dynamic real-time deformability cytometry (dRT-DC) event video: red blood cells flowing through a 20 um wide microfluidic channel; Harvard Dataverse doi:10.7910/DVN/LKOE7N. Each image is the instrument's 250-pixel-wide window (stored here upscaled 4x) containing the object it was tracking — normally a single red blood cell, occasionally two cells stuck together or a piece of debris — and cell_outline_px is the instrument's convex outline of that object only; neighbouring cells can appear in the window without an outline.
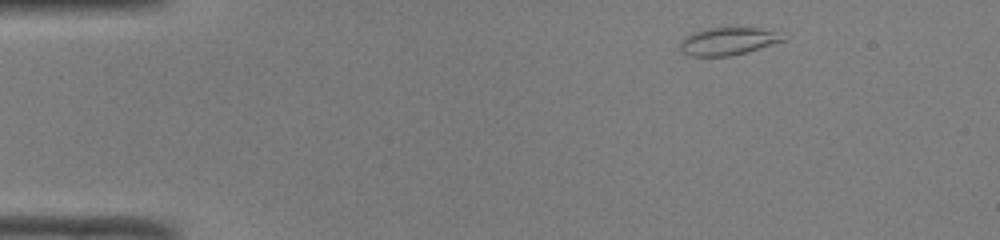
{"species": "common noctule bat (a hibernating species)", "species_latin": "Nyctalus noctula", "temperature_condition": "room temperature", "stored_images_in_passage": 45, "camera_frame_rate_fps": 3000, "um_per_image_px": 0.085, "animal": {"sex": "male", "body_mass_g": 19.0, "forearm_length_mm": 50.8}, "frame": {"image": 1, "passage_image": 2, "time_ms": 0.333, "image_size_px": [1000, 240], "cell_outline_px": [[784, 40], [748, 52], [728, 56], [688, 56], [680, 48], [680, 40], [684, 36], [692, 32], [708, 28], [760, 28], [772, 32]], "centroid_in_image_um": [61.75, 3.52], "position_along_channel_um": 23.3, "area_um2": 16.18}}
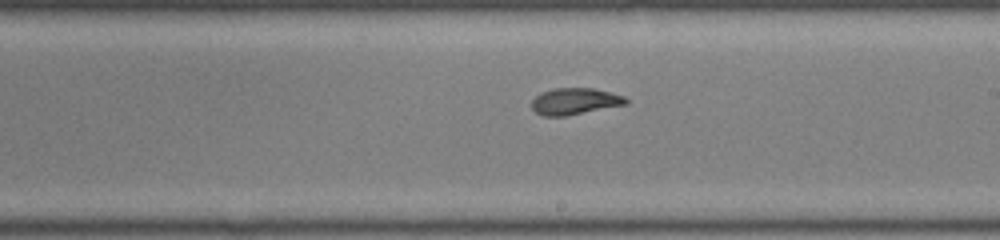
{"frame": {"image": 2, "passage_image": 24, "time_ms": 7.667, "image_size_px": [1000, 240], "cell_outline_px": [[628, 104], [564, 116], [544, 116], [536, 112], [532, 108], [532, 100], [540, 92], [552, 88], [592, 88], [624, 96], [628, 100]], "centroid_in_image_um": [48.84, 8.6], "position_along_channel_um": 240.2, "area_um2": 14.51}}
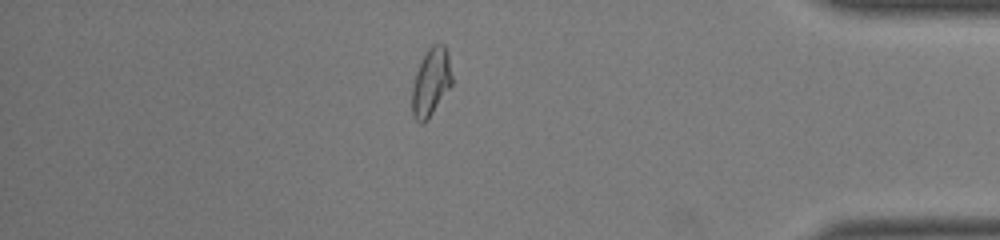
{"frame": {"image": 3, "passage_image": 38, "time_ms": 12.333, "image_size_px": [1000, 240], "cell_outline_px": [[452, 84], [428, 120], [424, 124], [420, 124], [412, 116], [412, 88], [416, 72], [420, 60], [428, 48], [432, 44], [444, 44], [448, 52], [452, 76]], "centroid_in_image_um": [36.63, 6.99], "position_along_channel_um": 398.6, "area_um2": 16.01}, "authors_computed_cell_mechanics": {"area_um2": 15.4326, "velocity_mm_per_s": 4.0884, "shape_relaxation_time_tau1_ms": 9.6593, "shape_relaxation_time_tau2_ms": 2.1794, "deformation_change_tau1": 0.3181, "deformation_change_tau2": 0.089}}